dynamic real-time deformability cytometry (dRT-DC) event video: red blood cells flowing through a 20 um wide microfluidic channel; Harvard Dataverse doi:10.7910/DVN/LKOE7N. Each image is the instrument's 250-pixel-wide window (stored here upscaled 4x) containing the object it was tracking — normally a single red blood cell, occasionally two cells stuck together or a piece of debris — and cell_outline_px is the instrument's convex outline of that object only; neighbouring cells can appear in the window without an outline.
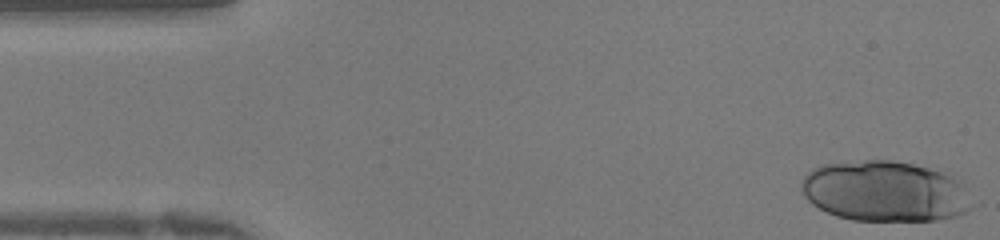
{"species": "human", "species_latin": "Homo sapiens", "temperature_condition": "warm", "stored_images_in_passage": 14, "camera_frame_rate_fps": 3000, "um_per_image_px": 0.085, "donor": {"sex": "female"}, "frame": {"image": 1, "passage_image": 1, "time_ms": 0.0, "image_size_px": [1000, 240], "cell_outline_px": [[984, 204], [956, 216], [936, 220], [852, 220], [836, 216], [812, 204], [804, 196], [800, 188], [800, 184], [804, 176], [812, 168], [820, 164], [864, 160], [892, 160], [912, 164], [928, 168], [952, 176]], "centroid_in_image_um": [75.3, 16.27], "position_along_channel_um": 9.7, "area_um2": 61.27}}
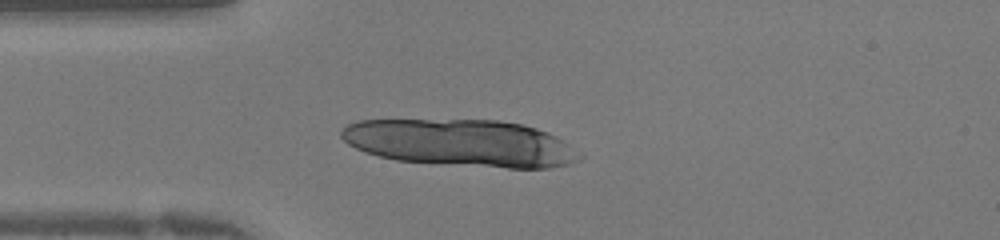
{"frame": {"image": 2, "passage_image": 10, "time_ms": 3.0, "image_size_px": [1000, 240], "cell_outline_px": [[584, 156], [580, 160], [568, 164], [548, 168], [508, 168], [396, 160], [364, 152], [348, 144], [340, 136], [340, 132], [348, 124], [360, 120], [500, 120], [524, 124], [536, 128], [556, 136]], "centroid_in_image_um": [39.19, 12.15], "position_along_channel_um": 45.8, "area_um2": 65.08}}